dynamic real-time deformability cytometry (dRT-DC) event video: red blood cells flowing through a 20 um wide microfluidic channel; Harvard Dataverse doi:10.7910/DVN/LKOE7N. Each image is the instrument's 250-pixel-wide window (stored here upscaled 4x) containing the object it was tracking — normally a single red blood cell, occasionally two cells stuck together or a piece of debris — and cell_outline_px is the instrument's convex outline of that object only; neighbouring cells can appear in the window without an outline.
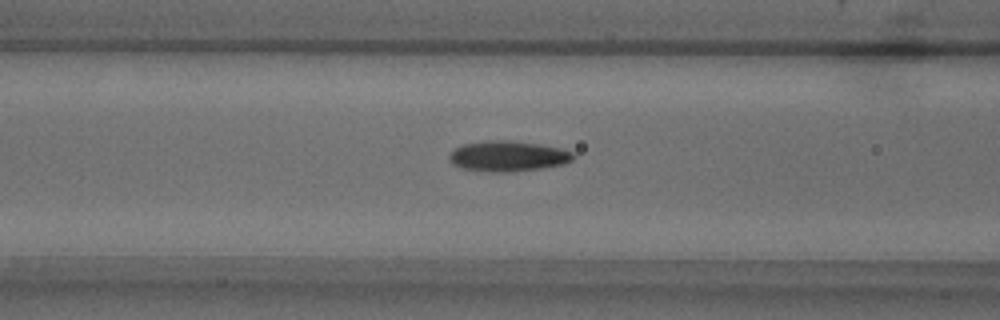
{"species": "common noctule bat (a hibernating species)", "species_latin": "Nyctalus noctula", "temperature_condition": "warm", "stored_images_in_passage": 37, "camera_frame_rate_fps": 3000, "um_per_image_px": 0.085, "animal": {"sex": "male", "body_mass_g": 18.8}, "frame": {"image": 1, "passage_image": 5, "time_ms": 1.333, "image_size_px": [1000, 320], "cell_outline_px": [[576, 156], [572, 160], [564, 164], [540, 168], [504, 172], [488, 172], [460, 168], [452, 164], [448, 160], [448, 156], [456, 148], [464, 144], [484, 140], [508, 140], [540, 144], [560, 148], [572, 152]], "centroid_in_image_um": [43.15, 13.27], "position_along_channel_um": 123.5, "area_um2": 22.08}}
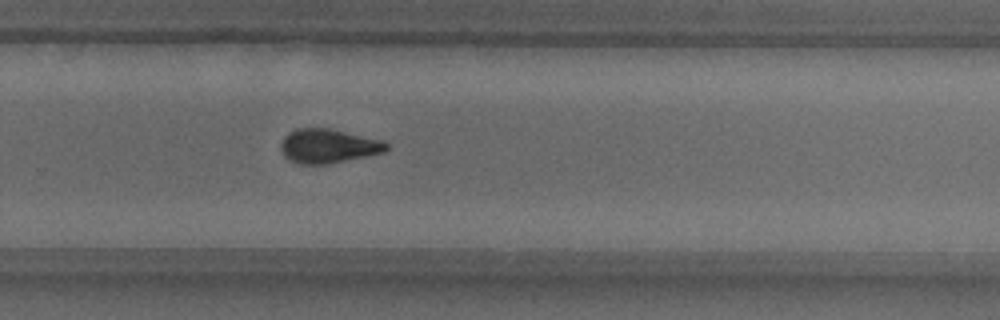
{"frame": {"image": 2, "passage_image": 19, "time_ms": 6.0, "image_size_px": [1000, 320], "cell_outline_px": [[388, 148], [384, 152], [324, 164], [300, 164], [288, 160], [284, 156], [280, 148], [280, 144], [284, 136], [288, 132], [296, 128], [328, 128], [384, 140], [388, 144]], "centroid_in_image_um": [27.86, 12.4], "position_along_channel_um": 301.9, "area_um2": 20.92}}
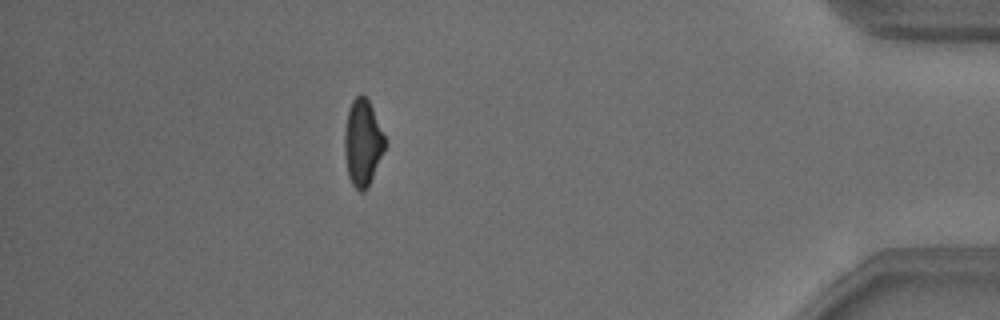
{"frame": {"image": 3, "passage_image": 31, "time_ms": 10.0, "image_size_px": [1000, 320], "cell_outline_px": [[388, 144], [368, 188], [364, 192], [360, 192], [352, 184], [348, 176], [344, 152], [344, 132], [348, 108], [352, 100], [360, 92], [368, 100], [372, 108]], "centroid_in_image_um": [30.83, 12.15], "position_along_channel_um": 404.4, "area_um2": 20.69}}